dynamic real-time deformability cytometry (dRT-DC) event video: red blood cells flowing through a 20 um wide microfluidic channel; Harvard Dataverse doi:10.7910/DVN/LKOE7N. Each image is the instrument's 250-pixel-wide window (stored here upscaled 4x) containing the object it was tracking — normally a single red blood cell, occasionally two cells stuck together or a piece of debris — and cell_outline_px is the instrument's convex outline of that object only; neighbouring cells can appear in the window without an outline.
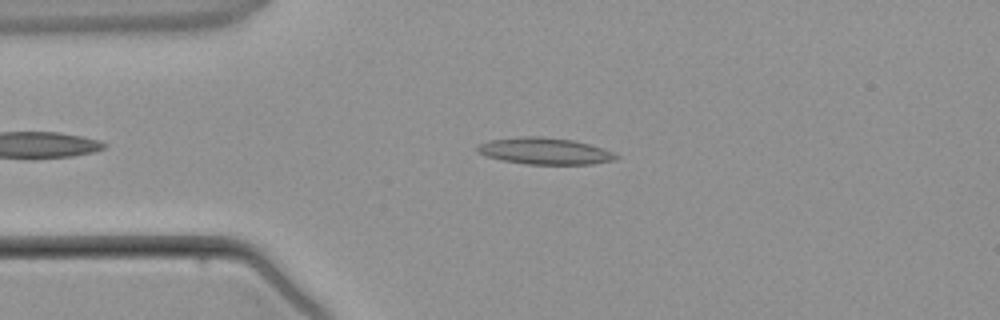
{"species": "common noctule bat (a hibernating species)", "species_latin": "Nyctalus noctula", "temperature_condition": "warm", "stored_images_in_passage": 2, "camera_frame_rate_fps": 3000, "um_per_image_px": 0.085, "animal": {"sex": "male", "body_mass_g": 21.5, "forearm_length_mm": 52.0}, "frame": {"image": 1, "passage_image": 2, "time_ms": 1.333, "image_size_px": [1000, 320], "cell_outline_px": [[620, 156], [612, 160], [592, 164], [528, 164], [500, 160], [484, 156], [476, 152], [476, 148], [480, 144], [492, 140], [524, 136], [540, 136], [572, 140], [604, 148]], "centroid_in_image_um": [46.28, 12.84], "position_along_channel_um": 38.7, "area_um2": 21.39}}